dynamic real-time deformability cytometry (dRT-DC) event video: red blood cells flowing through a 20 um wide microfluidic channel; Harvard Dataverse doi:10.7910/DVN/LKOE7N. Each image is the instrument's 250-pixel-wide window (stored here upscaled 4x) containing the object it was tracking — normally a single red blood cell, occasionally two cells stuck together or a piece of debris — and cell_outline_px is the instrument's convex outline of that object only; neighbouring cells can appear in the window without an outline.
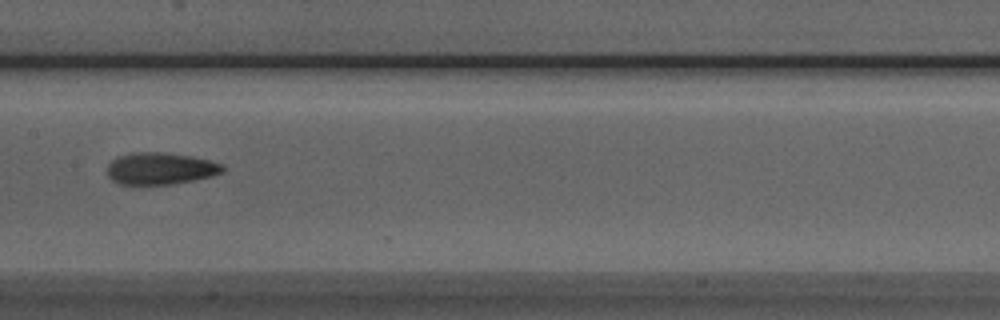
{"species": "Egyptian fruit bat (a non-hibernating species)", "species_latin": "Rousettus aegyptiacus", "temperature_condition": "room temperature", "stored_images_in_passage": 8, "camera_frame_rate_fps": 3000, "um_per_image_px": 0.085, "animal": {"sex": "male"}, "frame": {"image": 1, "passage_image": 8, "time_ms": 8.0, "image_size_px": [1000, 320], "cell_outline_px": [[224, 172], [212, 176], [172, 184], [120, 184], [112, 180], [108, 176], [108, 164], [116, 156], [136, 152], [164, 152], [192, 156], [224, 164]], "centroid_in_image_um": [13.64, 14.31], "position_along_channel_um": 193.8, "area_um2": 21.5}}